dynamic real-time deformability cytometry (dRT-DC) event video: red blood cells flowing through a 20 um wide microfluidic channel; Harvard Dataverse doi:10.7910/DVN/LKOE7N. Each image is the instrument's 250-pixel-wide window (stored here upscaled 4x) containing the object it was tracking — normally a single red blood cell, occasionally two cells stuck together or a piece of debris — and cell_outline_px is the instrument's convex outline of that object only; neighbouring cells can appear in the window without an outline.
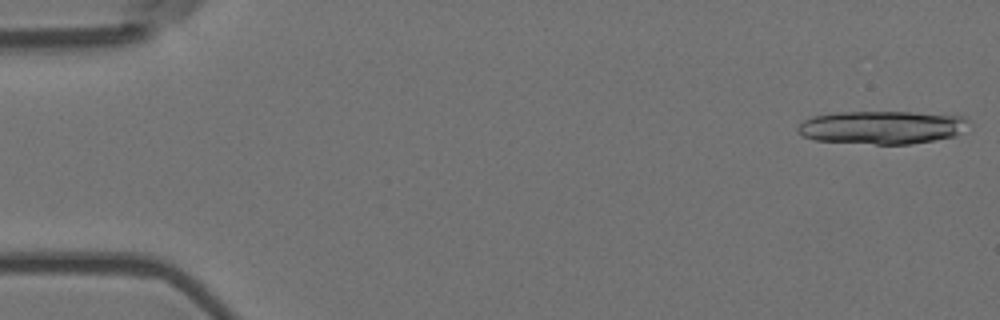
{"species": "Egyptian fruit bat (a non-hibernating species)", "species_latin": "Rousettus aegyptiacus", "temperature_condition": "room temperature", "stored_images_in_passage": 9, "camera_frame_rate_fps": 3000, "um_per_image_px": 0.085, "animal": {"sex": "female"}, "frame": {"image": 1, "passage_image": 1, "time_ms": 0.0, "image_size_px": [1000, 320], "cell_outline_px": [[972, 124], [956, 136], [912, 144], [876, 144], [816, 140], [804, 136], [796, 132], [796, 128], [804, 120], [812, 116], [836, 112], [912, 112], [968, 116], [972, 120]], "centroid_in_image_um": [75.05, 10.81], "position_along_channel_um": 10.0, "area_um2": 33.47}}
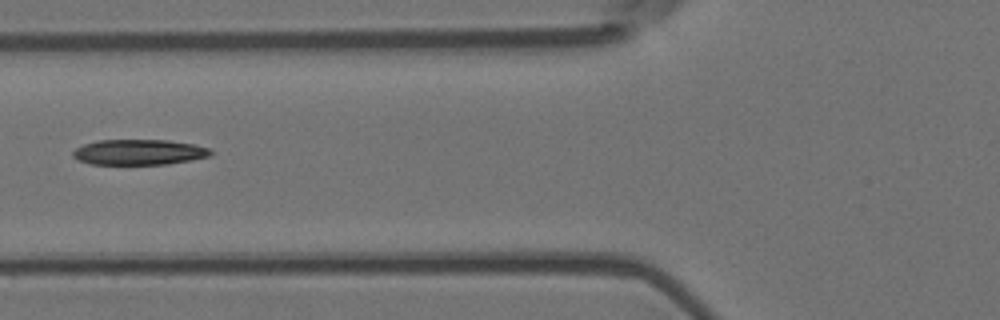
{"frame": {"image": 2, "passage_image": 6, "time_ms": 1.667, "image_size_px": [1000, 320], "cell_outline_px": [[212, 152], [208, 156], [192, 160], [168, 164], [88, 164], [76, 160], [72, 156], [72, 152], [76, 148], [84, 144], [100, 140], [168, 140], [192, 144], [208, 148]], "centroid_in_image_um": [11.76, 12.94], "position_along_channel_um": 114.0, "area_um2": 20.4}}
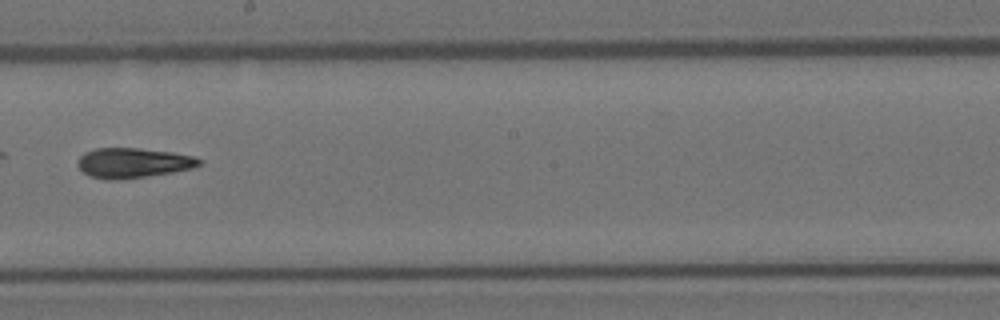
{"frame": {"image": 3, "passage_image": 9, "time_ms": 2.667, "image_size_px": [1000, 320], "cell_outline_px": [[200, 164], [192, 168], [172, 172], [144, 176], [112, 180], [104, 180], [88, 176], [76, 164], [80, 156], [84, 152], [96, 148], [136, 148], [172, 152], [192, 156], [200, 160]], "centroid_in_image_um": [11.24, 13.84], "position_along_channel_um": 237.0, "area_um2": 20.98}}